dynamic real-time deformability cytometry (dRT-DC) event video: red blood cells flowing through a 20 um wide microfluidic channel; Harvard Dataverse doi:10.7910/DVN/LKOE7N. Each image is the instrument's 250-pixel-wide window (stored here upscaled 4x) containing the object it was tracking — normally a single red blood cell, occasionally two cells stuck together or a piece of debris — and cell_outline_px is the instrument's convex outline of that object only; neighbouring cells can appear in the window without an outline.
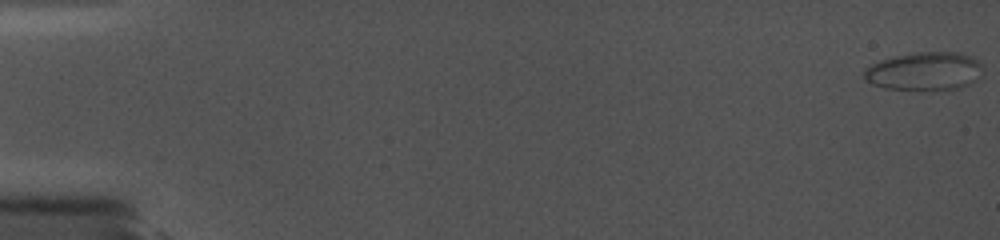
{"species": "common noctule bat (a hibernating species)", "species_latin": "Nyctalus noctula", "temperature_condition": "cold", "stored_images_in_passage": 50, "camera_frame_rate_fps": 5000, "um_per_image_px": 0.085, "animal": {"sex": "female", "body_mass_g": 19.0, "forearm_length_mm": 56.7}, "frame": {"image": 1, "passage_image": 1, "time_ms": 0.0, "image_size_px": [1000, 240], "cell_outline_px": [[980, 76], [968, 84], [960, 88], [884, 88], [872, 84], [864, 80], [864, 68], [880, 60], [892, 56], [916, 52], [956, 52], [968, 56], [976, 60], [980, 64]], "centroid_in_image_um": [78.51, 6.02], "position_along_channel_um": 6.5, "area_um2": 25.78}}
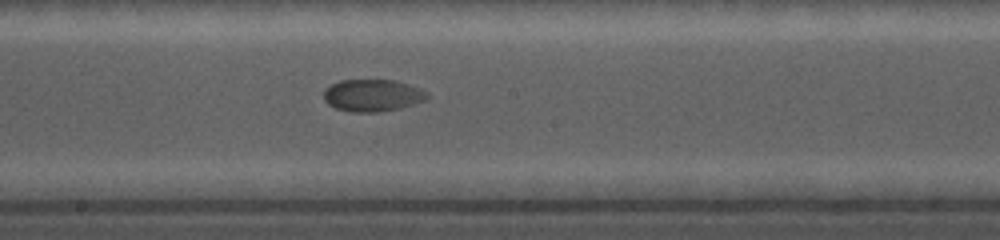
{"frame": {"image": 2, "passage_image": 30, "time_ms": 10.6, "image_size_px": [1000, 240], "cell_outline_px": [[428, 96], [424, 100], [400, 108], [380, 112], [352, 112], [336, 108], [328, 104], [324, 100], [324, 88], [340, 80], [396, 80], [420, 88], [428, 92]], "centroid_in_image_um": [31.65, 8.1], "position_along_channel_um": 216.6, "area_um2": 19.36}}
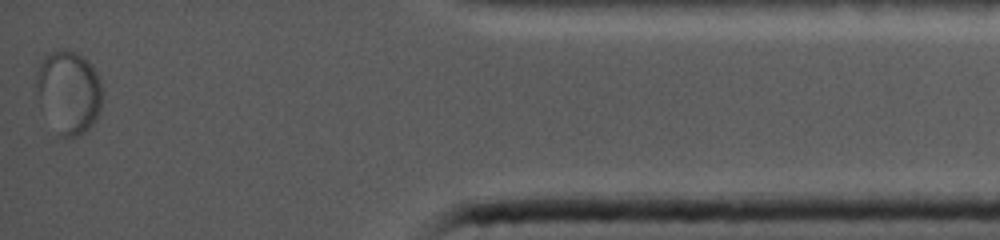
{"frame": {"image": 3, "passage_image": 50, "time_ms": 17.4, "image_size_px": [1000, 240], "cell_outline_px": [[100, 108], [92, 124], [84, 132], [76, 136], [60, 136], [40, 104], [36, 88], [36, 72], [44, 56], [48, 52], [64, 48], [76, 52], [84, 56], [92, 64], [96, 72], [100, 84]], "centroid_in_image_um": [5.82, 7.75], "position_along_channel_um": 429.4, "area_um2": 31.5}, "authors_computed_cell_mechanics": {"area_um2": 20.2589, "velocity_mm_per_s": 3.656, "shape_relaxation_time_tau1_ms": null, "shape_relaxation_time_tau2_ms": 11.1684, "deformation_change_tau1": null, "deformation_change_tau2": null}}